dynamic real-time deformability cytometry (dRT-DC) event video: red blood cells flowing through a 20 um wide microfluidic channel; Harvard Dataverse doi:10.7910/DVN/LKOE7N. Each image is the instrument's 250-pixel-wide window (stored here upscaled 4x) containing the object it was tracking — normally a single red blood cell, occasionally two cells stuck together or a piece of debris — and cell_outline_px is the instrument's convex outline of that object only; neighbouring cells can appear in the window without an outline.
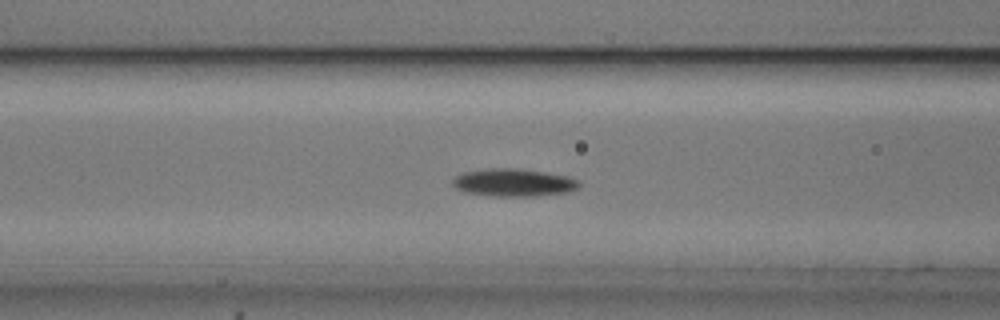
{"species": "common noctule bat (a hibernating species)", "species_latin": "Nyctalus noctula", "temperature_condition": "cold", "stored_images_in_passage": 55, "camera_frame_rate_fps": 3000, "um_per_image_px": 0.085, "animal": {"sex": "male", "body_mass_g": 20.5, "forearm_length_mm": 52.5}, "frame": {"image": 1, "passage_image": 22, "time_ms": 7.0, "image_size_px": [1000, 320], "cell_outline_px": [[580, 188], [568, 192], [536, 196], [492, 196], [464, 192], [456, 188], [452, 184], [452, 180], [456, 176], [464, 172], [488, 168], [516, 168], [544, 172], [568, 176], [580, 180]], "centroid_in_image_um": [43.68, 15.52], "position_along_channel_um": 122.9, "area_um2": 20.58}}
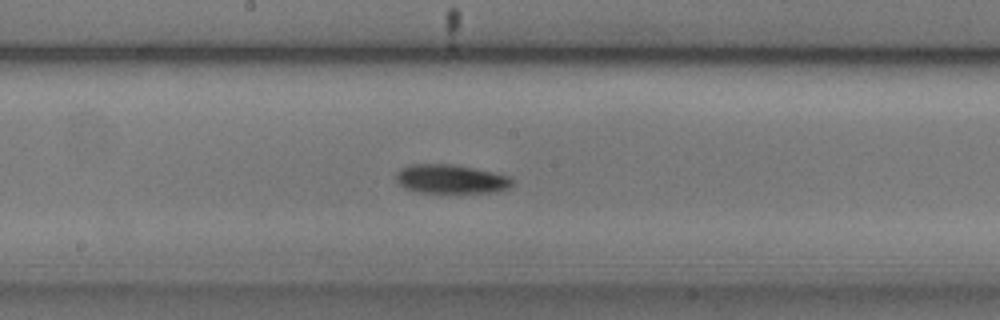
{"frame": {"image": 2, "passage_image": 29, "time_ms": 9.333, "image_size_px": [1000, 320], "cell_outline_px": [[512, 184], [508, 188], [496, 192], [416, 192], [404, 188], [396, 180], [396, 172], [400, 168], [412, 164], [452, 164], [472, 168], [508, 176], [512, 180]], "centroid_in_image_um": [38.27, 15.22], "position_along_channel_um": 209.9, "area_um2": 19.36}}
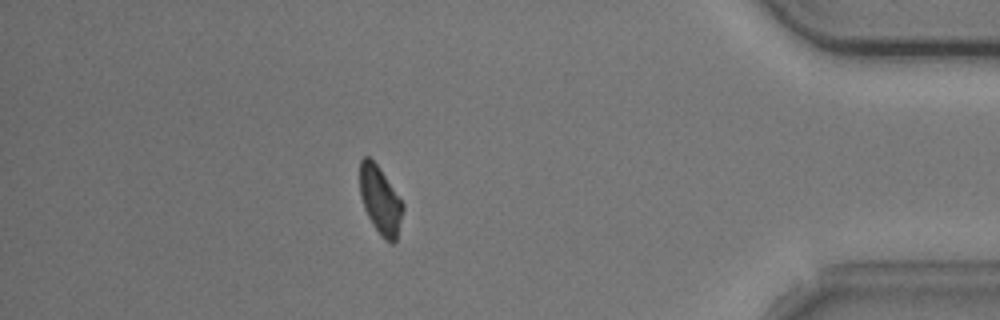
{"frame": {"image": 3, "passage_image": 48, "time_ms": 15.667, "image_size_px": [1000, 320], "cell_outline_px": [[404, 208], [396, 240], [392, 244], [384, 240], [380, 236], [372, 224], [364, 208], [360, 196], [360, 160], [364, 156], [368, 156], [376, 164], [404, 204]], "centroid_in_image_um": [32.31, 17.06], "position_along_channel_um": 402.9, "area_um2": 16.88}}